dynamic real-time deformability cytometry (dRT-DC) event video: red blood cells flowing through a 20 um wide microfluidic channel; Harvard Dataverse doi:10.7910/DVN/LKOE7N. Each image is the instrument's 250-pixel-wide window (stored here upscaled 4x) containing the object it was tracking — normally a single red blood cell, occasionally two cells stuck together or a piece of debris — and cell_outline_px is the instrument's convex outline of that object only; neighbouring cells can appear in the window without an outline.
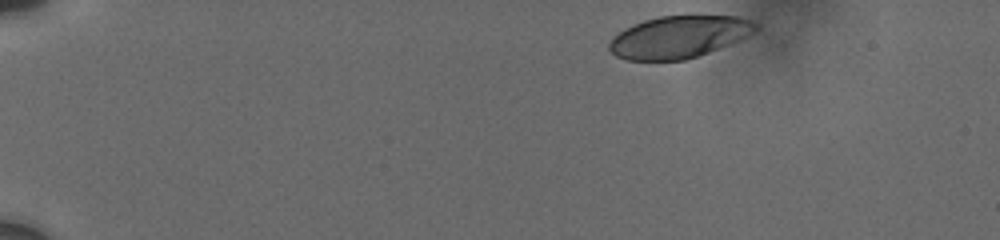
{"species": "human", "species_latin": "Homo sapiens", "temperature_condition": "cold", "stored_images_in_passage": 37, "camera_frame_rate_fps": 3000, "um_per_image_px": 0.085, "donor": {"sex": "male"}, "frame": {"image": 1, "passage_image": 1, "time_ms": 0.0, "image_size_px": [1000, 240], "cell_outline_px": [[756, 28], [744, 36], [728, 44], [708, 52], [684, 60], [624, 60], [616, 56], [608, 48], [608, 44], [612, 36], [624, 28], [644, 20], [660, 16], [736, 16], [748, 20], [756, 24]], "centroid_in_image_um": [57.59, 3.14], "position_along_channel_um": 27.4, "area_um2": 35.32}}
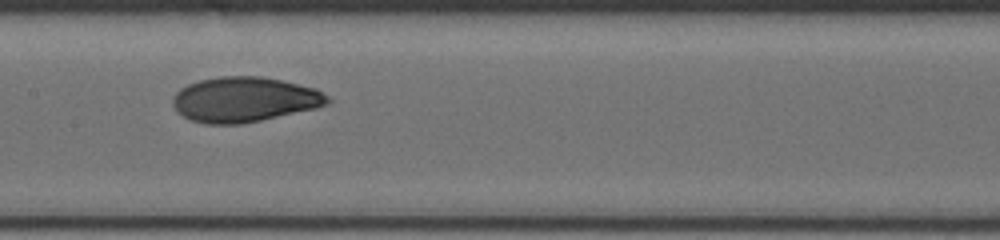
{"frame": {"image": 2, "passage_image": 20, "time_ms": 7.333, "image_size_px": [1000, 240], "cell_outline_px": [[332, 100], [328, 104], [316, 108], [260, 120], [240, 124], [204, 124], [188, 120], [176, 112], [172, 104], [172, 96], [180, 88], [188, 84], [200, 80], [220, 76], [260, 76], [280, 80], [316, 88], [328, 96]], "centroid_in_image_um": [20.73, 8.46], "position_along_channel_um": 186.7, "area_um2": 40.86}}
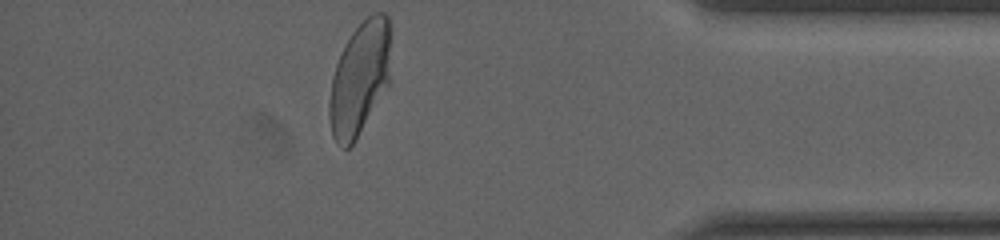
{"frame": {"image": 3, "passage_image": 37, "time_ms": 14.0, "image_size_px": [1000, 240], "cell_outline_px": [[388, 84], [356, 140], [348, 148], [340, 148], [336, 144], [332, 136], [328, 116], [328, 104], [332, 76], [336, 64], [352, 32], [372, 12], [384, 12], [388, 16]], "centroid_in_image_um": [30.51, 6.74], "position_along_channel_um": 404.7, "area_um2": 39.88}, "authors_computed_cell_mechanics": {"area_um2": 39.5352, "velocity_mm_per_s": 3.6891, "shape_relaxation_time_tau1_ms": 4.85, "shape_relaxation_time_tau2_ms": 1.0278, "deformation_change_tau1": 0.17, "deformation_change_tau2": 0.0522}}